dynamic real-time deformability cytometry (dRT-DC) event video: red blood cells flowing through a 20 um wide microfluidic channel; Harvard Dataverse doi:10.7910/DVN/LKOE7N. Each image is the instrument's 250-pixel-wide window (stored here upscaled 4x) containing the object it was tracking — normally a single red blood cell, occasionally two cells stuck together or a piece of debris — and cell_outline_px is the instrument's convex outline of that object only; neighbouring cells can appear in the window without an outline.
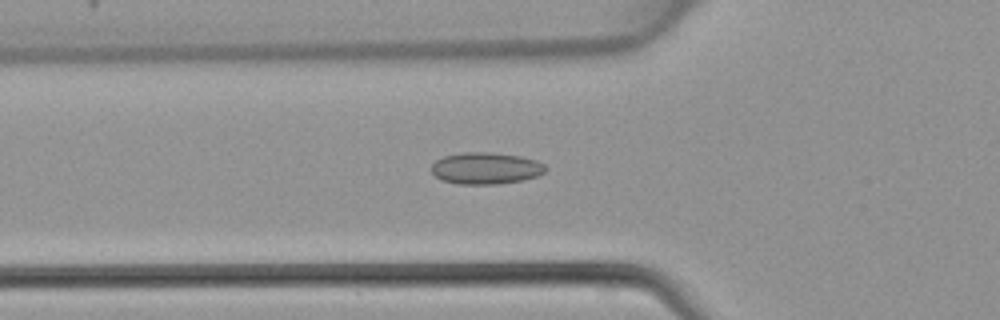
{"species": "common noctule bat (a hibernating species)", "species_latin": "Nyctalus noctula", "temperature_condition": "warm", "stored_images_in_passage": 45, "camera_frame_rate_fps": 3000, "um_per_image_px": 0.085, "animal": {"sex": "female", "body_mass_g": 22.7, "forearm_length_mm": 54.2}, "frame": {"image": 1, "passage_image": 16, "time_ms": 5.0, "image_size_px": [1000, 320], "cell_outline_px": [[548, 168], [544, 172], [536, 176], [524, 180], [496, 184], [456, 184], [444, 180], [436, 176], [432, 172], [432, 164], [436, 160], [444, 156], [464, 152], [492, 152], [520, 156], [536, 160], [544, 164]], "centroid_in_image_um": [41.31, 14.3], "position_along_channel_um": 84.5, "area_um2": 21.1}}
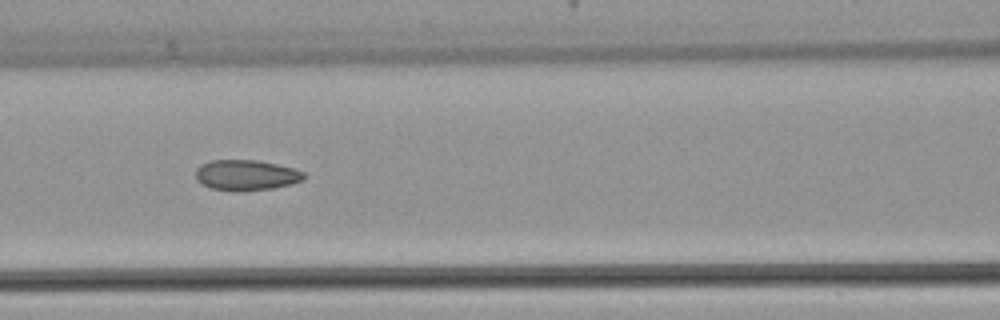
{"frame": {"image": 2, "passage_image": 20, "time_ms": 6.333, "image_size_px": [1000, 320], "cell_outline_px": [[304, 180], [292, 184], [272, 188], [240, 192], [236, 192], [212, 188], [196, 180], [196, 168], [200, 164], [212, 160], [260, 160], [296, 168], [304, 172]], "centroid_in_image_um": [20.95, 14.88], "position_along_channel_um": 145.7, "area_um2": 19.54}}
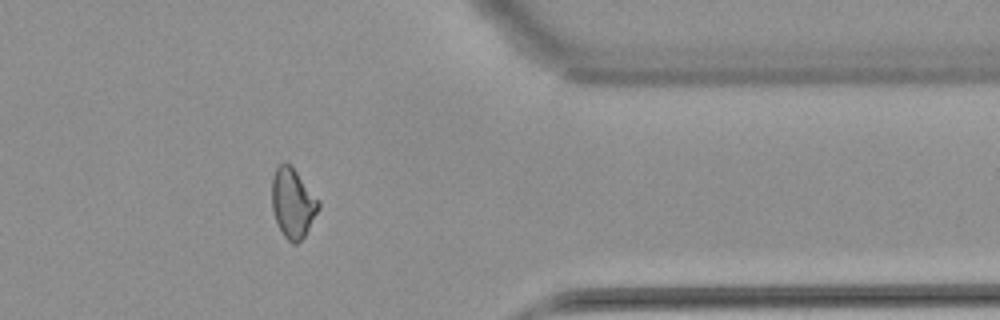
{"frame": {"image": 3, "passage_image": 37, "time_ms": 12.0, "image_size_px": [1000, 320], "cell_outline_px": [[320, 208], [304, 236], [296, 244], [292, 244], [284, 236], [276, 220], [272, 208], [272, 176], [276, 168], [284, 160], [296, 172], [320, 200]], "centroid_in_image_um": [24.89, 17.26], "position_along_channel_um": 386.5, "area_um2": 18.73}}